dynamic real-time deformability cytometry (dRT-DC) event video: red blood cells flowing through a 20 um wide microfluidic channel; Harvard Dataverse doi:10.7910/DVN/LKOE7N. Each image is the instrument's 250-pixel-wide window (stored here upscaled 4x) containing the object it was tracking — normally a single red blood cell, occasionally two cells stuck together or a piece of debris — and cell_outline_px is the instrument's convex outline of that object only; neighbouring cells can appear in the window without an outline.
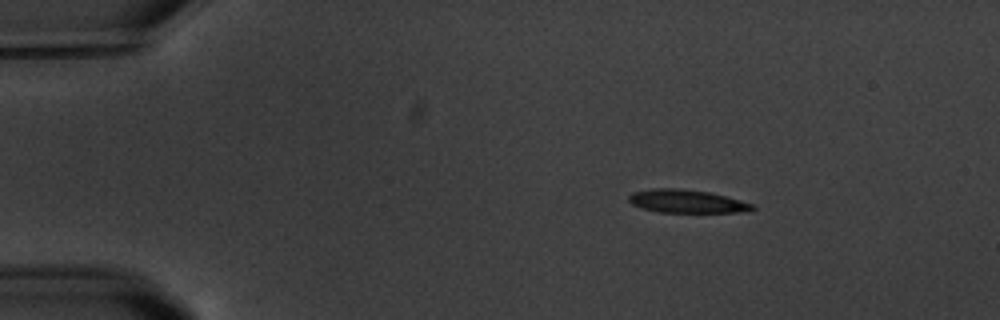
{"species": "common noctule bat (a hibernating species)", "species_latin": "Nyctalus noctula", "temperature_condition": "warm", "stored_images_in_passage": 16, "camera_frame_rate_fps": 3000, "um_per_image_px": 0.085, "animal": {"sex": "male", "body_mass_g": 20.1, "forearm_length_mm": 53.5}, "frame": {"image": 1, "passage_image": 2, "time_ms": 1.333, "image_size_px": [1000, 320], "cell_outline_px": [[756, 208], [740, 212], [660, 212], [644, 208], [632, 204], [628, 200], [628, 196], [632, 192], [652, 188], [680, 188], [708, 192], [740, 200], [752, 204]], "centroid_in_image_um": [58.32, 17.1], "position_along_channel_um": 26.7, "area_um2": 16.47}}
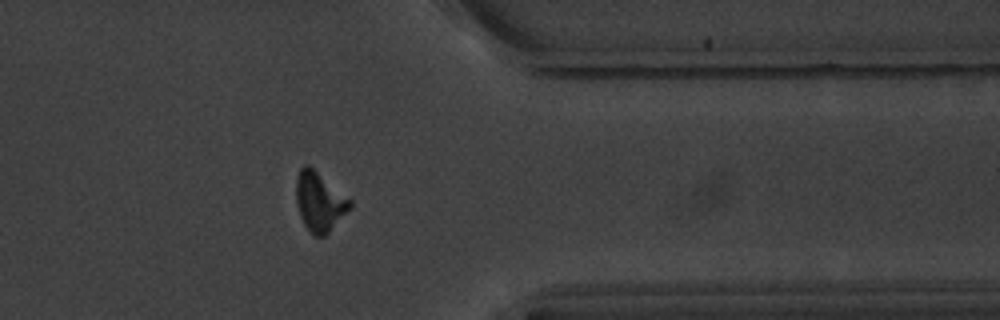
{"frame": {"image": 2, "passage_image": 13, "time_ms": 14.0, "image_size_px": [1000, 320], "cell_outline_px": [[352, 208], [324, 236], [316, 236], [304, 224], [300, 216], [296, 204], [296, 180], [300, 168], [304, 164], [308, 164], [352, 200]], "centroid_in_image_um": [27.16, 17.12], "position_along_channel_um": 384.2, "area_um2": 18.5}}
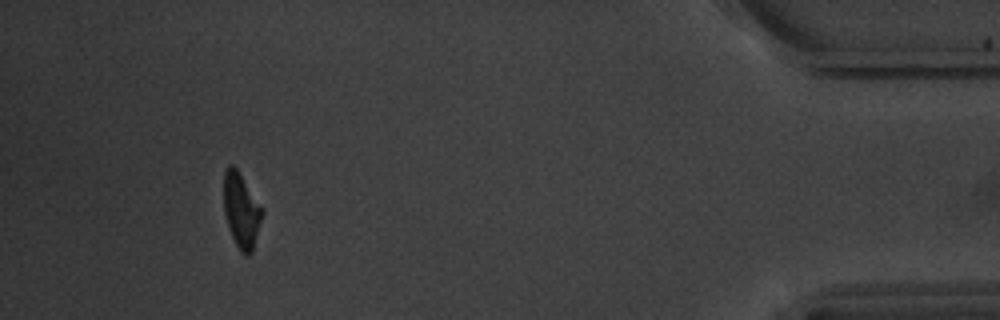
{"frame": {"image": 3, "passage_image": 15, "time_ms": 16.333, "image_size_px": [1000, 320], "cell_outline_px": [[264, 212], [252, 252], [248, 256], [244, 256], [240, 252], [228, 228], [224, 212], [224, 172], [228, 164], [232, 164], [236, 168]], "centroid_in_image_um": [20.5, 17.93], "position_along_channel_um": 414.7, "area_um2": 16.53}, "authors_computed_cell_mechanics": {"area_um2": 16.9065, "velocity_mm_per_s": 3.4537, "shape_relaxation_time_tau1_ms": 2.3787, "shape_relaxation_time_tau2_ms": 6.7135, "deformation_change_tau1": 0.1482, "deformation_change_tau2": 0.2075}}